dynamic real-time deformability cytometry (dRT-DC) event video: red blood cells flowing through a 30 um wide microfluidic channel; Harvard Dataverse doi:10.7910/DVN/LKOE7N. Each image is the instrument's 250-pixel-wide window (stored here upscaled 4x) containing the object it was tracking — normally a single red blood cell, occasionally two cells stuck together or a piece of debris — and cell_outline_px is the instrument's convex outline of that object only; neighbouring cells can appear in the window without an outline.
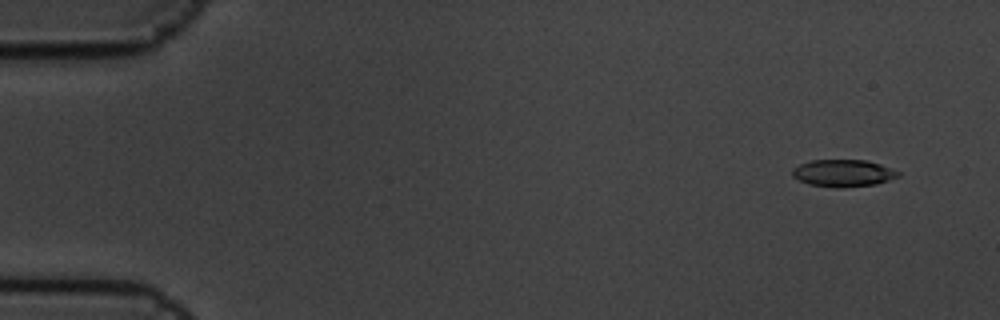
{"species": "common noctule bat (a hibernating species)", "species_latin": "Nyctalus noctula", "temperature_condition": "cold", "stored_images_in_passage": 5, "camera_frame_rate_fps": 3000, "um_per_image_px": 0.085, "animal": {"sex": "male", "body_mass_g": 19.5, "forearm_length_mm": 54.6}, "frame": {"image": 1, "passage_image": 1, "time_ms": 0.0, "image_size_px": [1000, 320], "cell_outline_px": [[900, 176], [876, 184], [836, 188], [832, 188], [808, 184], [792, 176], [792, 168], [800, 164], [812, 160], [868, 160], [880, 164], [900, 172]], "centroid_in_image_um": [71.66, 14.72], "position_along_channel_um": 13.3, "area_um2": 16.76}}
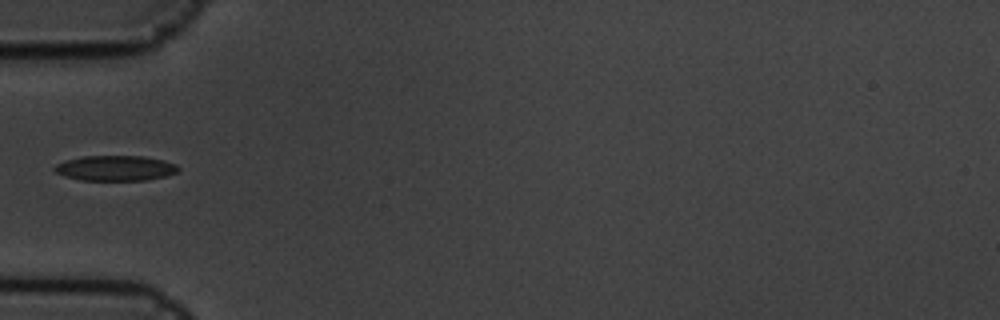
{"frame": {"image": 2, "passage_image": 5, "time_ms": 1.333, "image_size_px": [1000, 320], "cell_outline_px": [[180, 168], [176, 172], [164, 176], [144, 180], [80, 180], [64, 176], [56, 172], [52, 168], [56, 164], [64, 160], [84, 156], [144, 156], [164, 160], [176, 164]], "centroid_in_image_um": [9.78, 14.28], "position_along_channel_um": 75.2, "area_um2": 18.21}}